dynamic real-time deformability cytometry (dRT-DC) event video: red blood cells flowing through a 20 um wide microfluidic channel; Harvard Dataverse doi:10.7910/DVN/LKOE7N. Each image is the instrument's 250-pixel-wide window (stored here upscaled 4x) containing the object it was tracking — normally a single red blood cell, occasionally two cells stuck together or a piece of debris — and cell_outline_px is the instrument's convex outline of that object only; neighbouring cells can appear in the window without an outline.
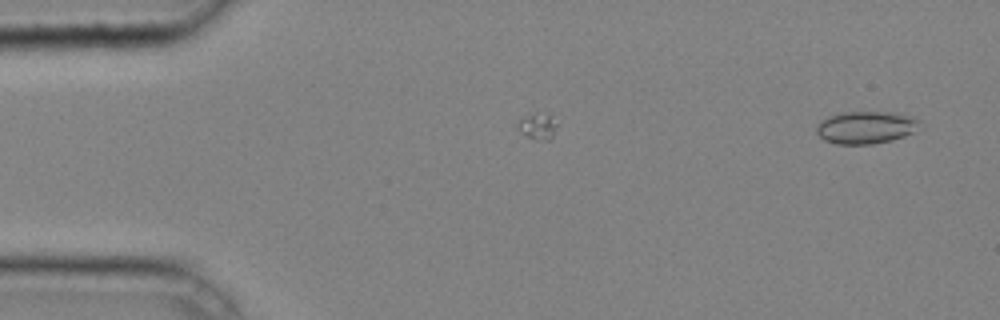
{"species": "common noctule bat (a hibernating species)", "species_latin": "Nyctalus noctula", "temperature_condition": "cold", "stored_images_in_passage": 13, "camera_frame_rate_fps": 3000, "um_per_image_px": 0.085, "animal": {"sex": "male", "body_mass_g": 20.4}, "frame": {"image": 1, "passage_image": 2, "time_ms": 0.333, "image_size_px": [1000, 320], "cell_outline_px": [[920, 120], [912, 132], [904, 136], [892, 140], [872, 144], [836, 144], [824, 140], [816, 132], [816, 128], [820, 120], [828, 116], [840, 112], [892, 112], [912, 116]], "centroid_in_image_um": [73.55, 10.82], "position_along_channel_um": 11.5, "area_um2": 19.48}}